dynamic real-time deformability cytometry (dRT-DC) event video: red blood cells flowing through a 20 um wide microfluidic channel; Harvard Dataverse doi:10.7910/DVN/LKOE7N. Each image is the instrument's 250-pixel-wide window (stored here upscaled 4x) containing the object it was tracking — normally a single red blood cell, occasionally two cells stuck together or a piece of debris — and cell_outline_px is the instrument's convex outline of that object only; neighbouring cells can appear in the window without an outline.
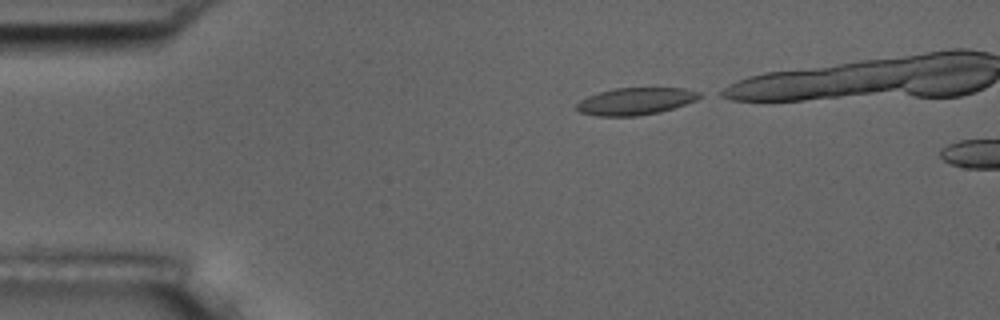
{"species": "common noctule bat (a hibernating species)", "species_latin": "Nyctalus noctula", "temperature_condition": "room temperature", "stored_images_in_passage": 5, "camera_frame_rate_fps": 3000, "um_per_image_px": 0.085, "animal": {"sex": "male", "body_mass_g": 17.5, "forearm_length_mm": 52.3}, "frame": {"image": 1, "passage_image": 1, "time_ms": 0.0, "image_size_px": [1000, 320], "cell_outline_px": [[704, 96], [696, 100], [660, 112], [636, 116], [596, 116], [580, 112], [576, 108], [576, 104], [580, 100], [588, 96], [600, 92], [616, 88], [684, 88], [700, 92]], "centroid_in_image_um": [54.03, 8.6], "position_along_channel_um": 31.0, "area_um2": 19.36}}